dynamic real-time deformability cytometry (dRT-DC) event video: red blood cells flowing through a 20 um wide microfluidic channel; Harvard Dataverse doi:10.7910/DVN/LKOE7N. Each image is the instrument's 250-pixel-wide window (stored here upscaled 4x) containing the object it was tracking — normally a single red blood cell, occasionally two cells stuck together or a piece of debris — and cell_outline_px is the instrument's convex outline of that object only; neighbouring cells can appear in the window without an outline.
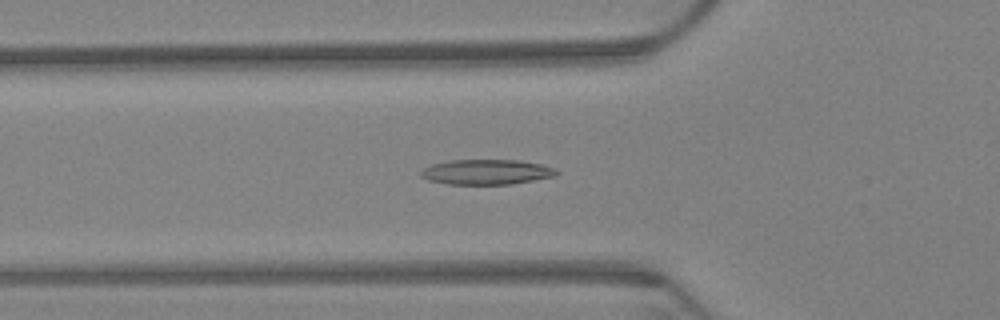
{"species": "Egyptian fruit bat (a non-hibernating species)", "species_latin": "Rousettus aegyptiacus", "temperature_condition": "warm", "stored_images_in_passage": 34, "camera_frame_rate_fps": 3000, "um_per_image_px": 0.085, "animal": {"sex": "female"}, "frame": {"image": 1, "passage_image": 2, "time_ms": 0.333, "image_size_px": [1000, 320], "cell_outline_px": [[560, 172], [556, 176], [512, 184], [448, 184], [428, 180], [420, 176], [420, 172], [424, 168], [432, 164], [452, 160], [516, 160], [540, 164], [552, 168]], "centroid_in_image_um": [41.34, 14.62], "position_along_channel_um": 84.5, "area_um2": 19.71}}
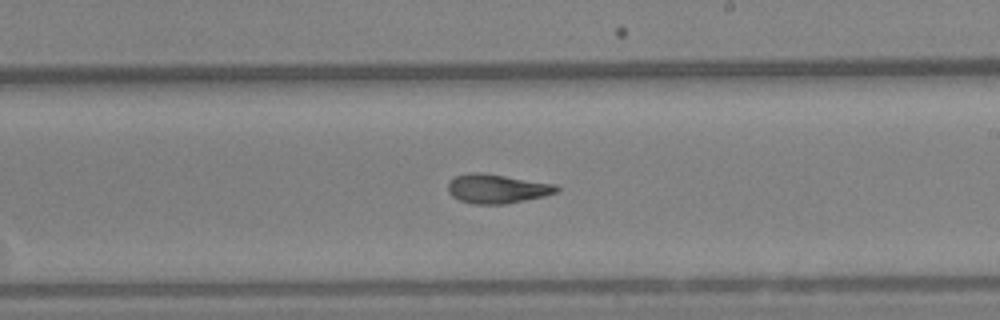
{"frame": {"image": 2, "passage_image": 17, "time_ms": 5.333, "image_size_px": [1000, 320], "cell_outline_px": [[560, 192], [544, 196], [504, 204], [472, 204], [460, 200], [452, 196], [448, 192], [448, 184], [456, 176], [472, 172], [480, 172], [556, 184], [560, 188]], "centroid_in_image_um": [42.27, 16.04], "position_along_channel_um": 246.7, "area_um2": 18.38}}
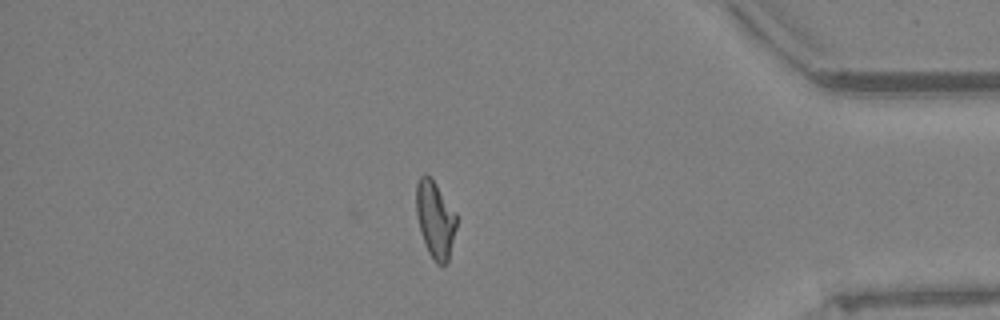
{"frame": {"image": 3, "passage_image": 34, "time_ms": 11.0, "image_size_px": [1000, 320], "cell_outline_px": [[456, 228], [448, 264], [436, 264], [432, 260], [424, 244], [420, 232], [416, 216], [416, 184], [420, 176], [424, 172], [432, 176], [456, 212]], "centroid_in_image_um": [36.98, 18.63], "position_along_channel_um": 398.2, "area_um2": 18.67}}